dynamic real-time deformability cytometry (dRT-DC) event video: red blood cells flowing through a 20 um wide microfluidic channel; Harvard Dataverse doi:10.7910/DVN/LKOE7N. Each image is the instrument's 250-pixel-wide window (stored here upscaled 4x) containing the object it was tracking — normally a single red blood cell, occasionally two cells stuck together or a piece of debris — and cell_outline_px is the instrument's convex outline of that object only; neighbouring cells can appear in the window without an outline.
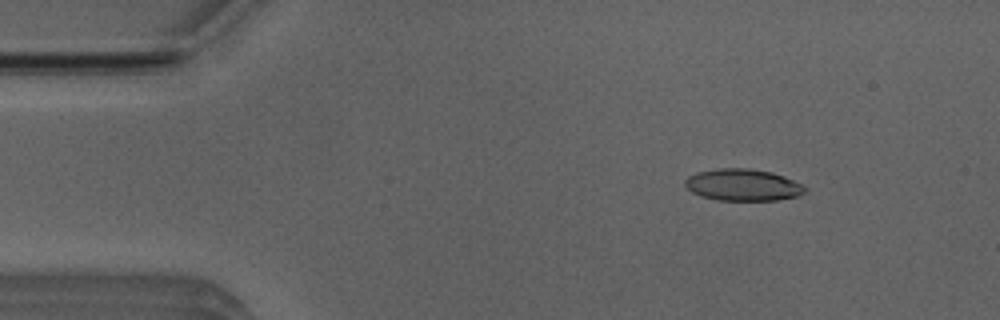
{"species": "Egyptian fruit bat (a non-hibernating species)", "species_latin": "Rousettus aegyptiacus", "temperature_condition": "room temperature", "stored_images_in_passage": 51, "camera_frame_rate_fps": 3000, "um_per_image_px": 0.085, "animal": {"sex": "male"}, "frame": {"image": 1, "passage_image": 7, "time_ms": 2.0, "image_size_px": [1000, 320], "cell_outline_px": [[808, 188], [800, 196], [776, 200], [716, 200], [700, 196], [692, 192], [684, 184], [684, 180], [688, 176], [696, 172], [720, 168], [748, 168], [772, 172], [784, 176]], "centroid_in_image_um": [63.13, 15.72], "position_along_channel_um": 21.9, "area_um2": 22.31}}
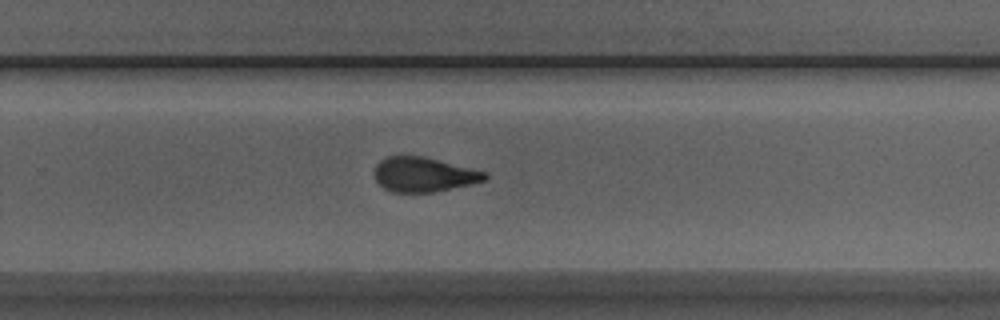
{"frame": {"image": 2, "passage_image": 33, "time_ms": 10.667, "image_size_px": [1000, 320], "cell_outline_px": [[488, 176], [484, 180], [472, 184], [432, 192], [392, 192], [384, 188], [376, 180], [372, 172], [376, 164], [380, 160], [388, 156], [424, 156], [488, 172]], "centroid_in_image_um": [36.0, 14.83], "position_along_channel_um": 293.8, "area_um2": 22.37}}
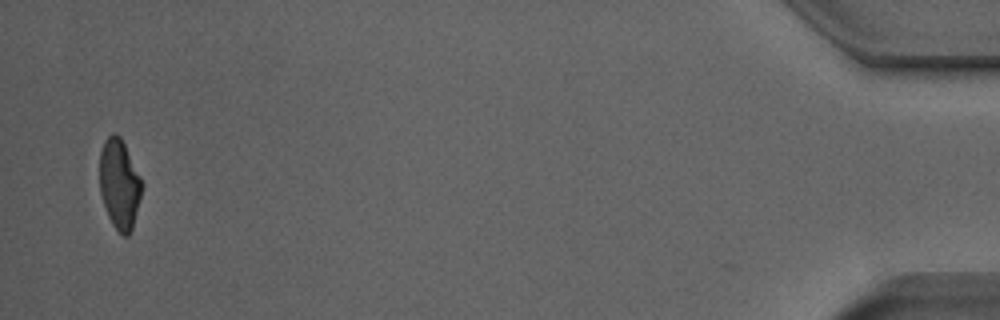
{"frame": {"image": 3, "passage_image": 50, "time_ms": 16.333, "image_size_px": [1000, 320], "cell_outline_px": [[144, 184], [132, 228], [128, 236], [124, 236], [112, 224], [108, 216], [100, 192], [100, 152], [104, 140], [112, 132], [116, 132], [120, 136]], "centroid_in_image_um": [10.15, 15.62], "position_along_channel_um": 425.0, "area_um2": 21.96}, "authors_computed_cell_mechanics": {"area_um2": 22.9466, "velocity_mm_per_s": 3.9793, "shape_relaxation_time_tau1_ms": 6.0397, "shape_relaxation_time_tau2_ms": 1.729, "deformation_change_tau1": 0.1692, "deformation_change_tau2": 0.0935}}